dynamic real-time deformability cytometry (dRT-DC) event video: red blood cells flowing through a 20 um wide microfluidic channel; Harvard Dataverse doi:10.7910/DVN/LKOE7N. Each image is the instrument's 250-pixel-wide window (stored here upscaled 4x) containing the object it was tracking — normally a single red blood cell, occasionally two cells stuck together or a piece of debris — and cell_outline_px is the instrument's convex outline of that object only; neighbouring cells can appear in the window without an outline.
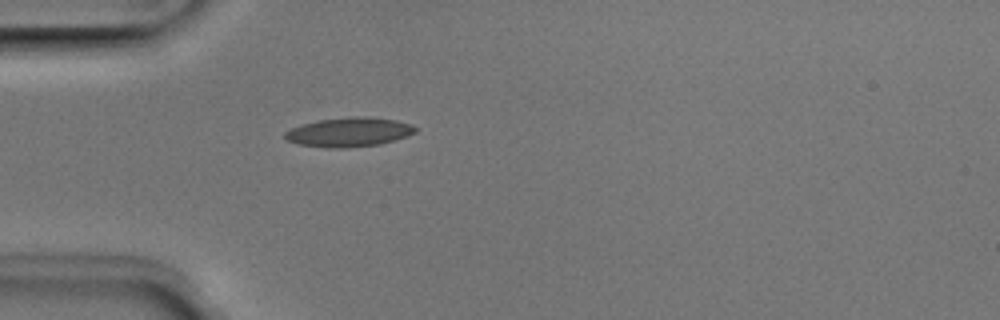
{"species": "Egyptian fruit bat (a non-hibernating species)", "species_latin": "Rousettus aegyptiacus", "temperature_condition": "room temperature", "stored_images_in_passage": 4, "camera_frame_rate_fps": 3000, "um_per_image_px": 0.085, "animal": {"sex": "male"}, "frame": {"image": 1, "passage_image": 4, "time_ms": 1.0, "image_size_px": [1000, 320], "cell_outline_px": [[416, 132], [408, 136], [380, 144], [344, 148], [328, 148], [300, 144], [288, 140], [284, 136], [284, 132], [292, 128], [304, 124], [320, 120], [356, 116], [396, 120], [412, 124], [416, 128]], "centroid_in_image_um": [29.7, 11.24], "position_along_channel_um": 55.3, "area_um2": 21.91}}